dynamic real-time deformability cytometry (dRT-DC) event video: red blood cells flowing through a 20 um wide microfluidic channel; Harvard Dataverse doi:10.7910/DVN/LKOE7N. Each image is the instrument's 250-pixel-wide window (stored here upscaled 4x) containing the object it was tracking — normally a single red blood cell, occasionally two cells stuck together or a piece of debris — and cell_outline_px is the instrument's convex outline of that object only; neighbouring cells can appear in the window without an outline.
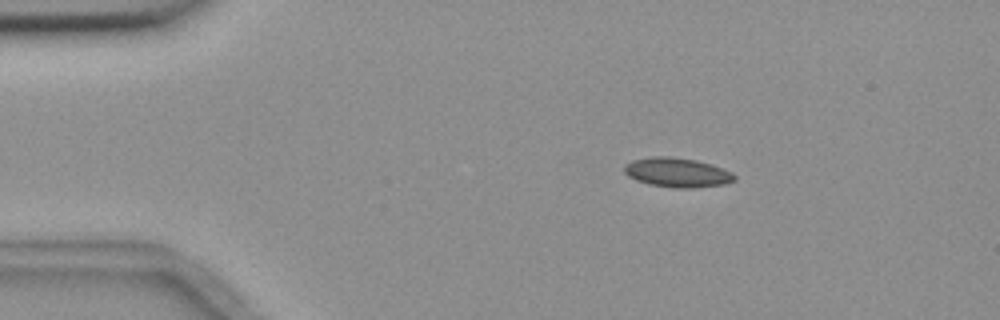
{"species": "common noctule bat (a hibernating species)", "species_latin": "Nyctalus noctula", "temperature_condition": "room temperature", "stored_images_in_passage": 3, "camera_frame_rate_fps": 3000, "um_per_image_px": 0.085, "animal": {"sex": "female", "body_mass_g": 18.4}, "frame": {"image": 1, "passage_image": 2, "time_ms": 1.333, "image_size_px": [1000, 320], "cell_outline_px": [[736, 180], [724, 184], [692, 188], [672, 188], [648, 184], [636, 180], [628, 176], [624, 172], [624, 164], [632, 160], [652, 156], [668, 156], [696, 160], [732, 172], [736, 176]], "centroid_in_image_um": [57.52, 14.67], "position_along_channel_um": 27.5, "area_um2": 18.9}}
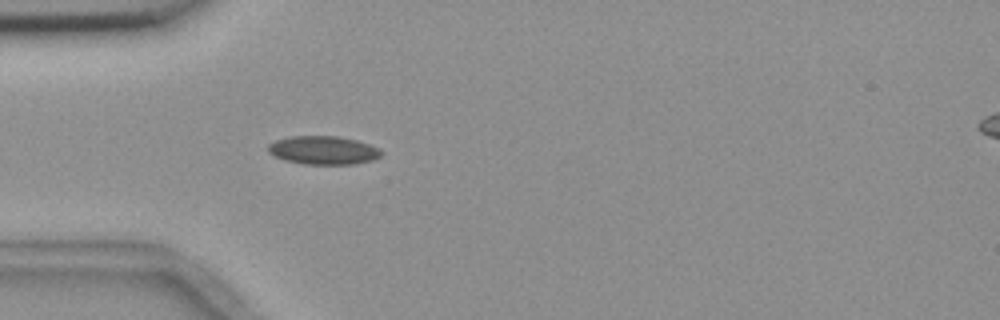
{"frame": {"image": 2, "passage_image": 3, "time_ms": 3.667, "image_size_px": [1000, 320], "cell_outline_px": [[384, 152], [380, 156], [372, 160], [352, 164], [304, 164], [284, 160], [268, 152], [268, 144], [276, 140], [292, 136], [336, 136], [356, 140], [380, 148]], "centroid_in_image_um": [27.49, 12.77], "position_along_channel_um": 57.5, "area_um2": 18.67}}